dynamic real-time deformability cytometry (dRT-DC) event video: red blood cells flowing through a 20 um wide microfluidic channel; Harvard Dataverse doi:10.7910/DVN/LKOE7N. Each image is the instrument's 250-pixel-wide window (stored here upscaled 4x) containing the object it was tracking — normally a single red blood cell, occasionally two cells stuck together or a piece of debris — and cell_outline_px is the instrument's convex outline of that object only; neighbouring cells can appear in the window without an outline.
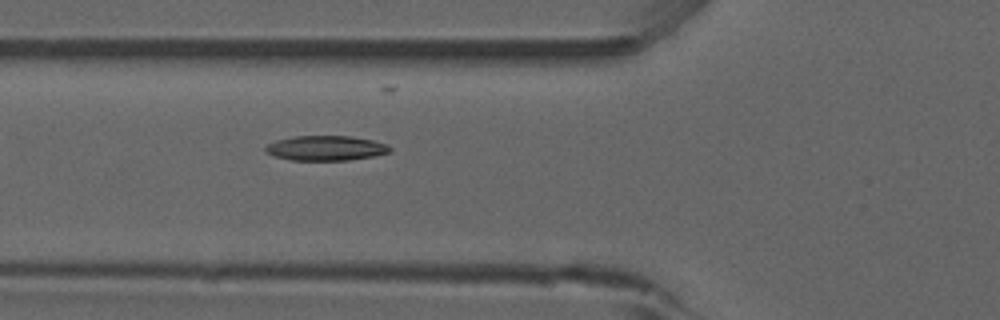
{"species": "common noctule bat (a hibernating species)", "species_latin": "Nyctalus noctula", "temperature_condition": "room temperature", "stored_images_in_passage": 32, "camera_frame_rate_fps": 3000, "um_per_image_px": 0.085, "animal": {"sex": "male", "forearm_length_mm": 52.5}, "frame": {"image": 1, "passage_image": 2, "time_ms": 0.333, "image_size_px": [1000, 320], "cell_outline_px": [[392, 152], [372, 156], [348, 160], [292, 160], [276, 156], [264, 152], [264, 148], [268, 144], [276, 140], [296, 136], [352, 136], [372, 140], [388, 144], [392, 148]], "centroid_in_image_um": [27.72, 12.58], "position_along_channel_um": 98.1, "area_um2": 18.03}}
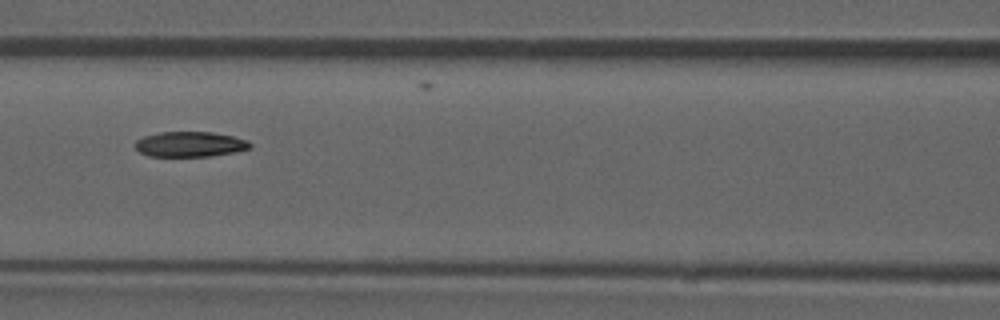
{"frame": {"image": 2, "passage_image": 6, "time_ms": 1.667, "image_size_px": [1000, 320], "cell_outline_px": [[252, 148], [232, 152], [208, 156], [148, 156], [140, 152], [136, 148], [136, 140], [144, 136], [160, 132], [212, 132], [232, 136], [248, 140], [252, 144]], "centroid_in_image_um": [16.16, 12.25], "position_along_channel_um": 150.4, "area_um2": 16.76}}